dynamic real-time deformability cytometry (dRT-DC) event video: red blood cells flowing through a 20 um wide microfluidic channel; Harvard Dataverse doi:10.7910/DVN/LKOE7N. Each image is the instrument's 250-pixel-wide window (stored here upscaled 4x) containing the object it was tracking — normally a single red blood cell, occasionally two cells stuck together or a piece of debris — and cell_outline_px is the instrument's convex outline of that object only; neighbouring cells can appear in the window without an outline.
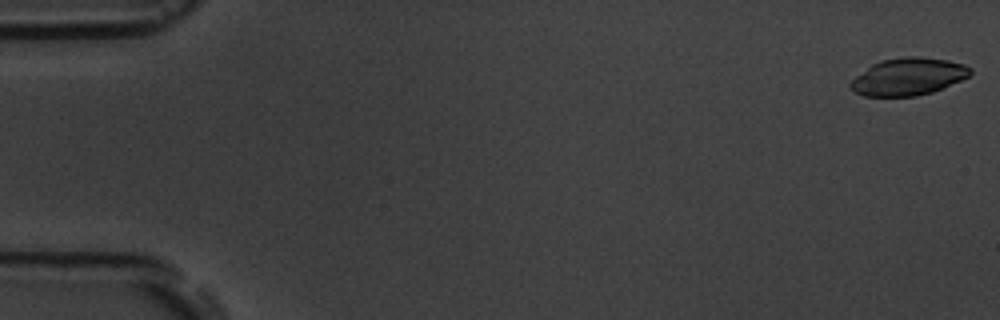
{"species": "common noctule bat (a hibernating species)", "species_latin": "Nyctalus noctula", "temperature_condition": "room temperature", "stored_images_in_passage": 7, "camera_frame_rate_fps": 3000, "um_per_image_px": 0.085, "animal": {"sex": "male", "body_mass_g": 19.5, "forearm_length_mm": 54.6}, "frame": {"image": 1, "passage_image": 1, "time_ms": 0.0, "image_size_px": [1000, 320], "cell_outline_px": [[972, 72], [968, 76], [960, 80], [932, 92], [916, 96], [864, 96], [856, 92], [848, 84], [856, 76], [872, 64], [880, 60], [904, 56], [920, 56], [948, 60], [964, 64], [972, 68]], "centroid_in_image_um": [77.2, 6.5], "position_along_channel_um": 7.8, "area_um2": 25.95}}
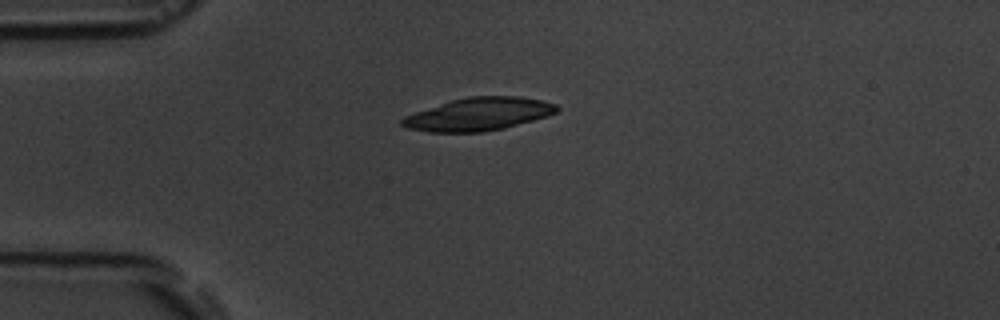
{"frame": {"image": 2, "passage_image": 5, "time_ms": 4.333, "image_size_px": [1000, 320], "cell_outline_px": [[560, 108], [556, 112], [548, 116], [504, 128], [480, 132], [428, 132], [408, 128], [400, 124], [400, 120], [404, 116], [452, 100], [468, 96], [520, 96], [540, 100], [556, 104]], "centroid_in_image_um": [40.69, 9.7], "position_along_channel_um": 44.3, "area_um2": 29.48}}